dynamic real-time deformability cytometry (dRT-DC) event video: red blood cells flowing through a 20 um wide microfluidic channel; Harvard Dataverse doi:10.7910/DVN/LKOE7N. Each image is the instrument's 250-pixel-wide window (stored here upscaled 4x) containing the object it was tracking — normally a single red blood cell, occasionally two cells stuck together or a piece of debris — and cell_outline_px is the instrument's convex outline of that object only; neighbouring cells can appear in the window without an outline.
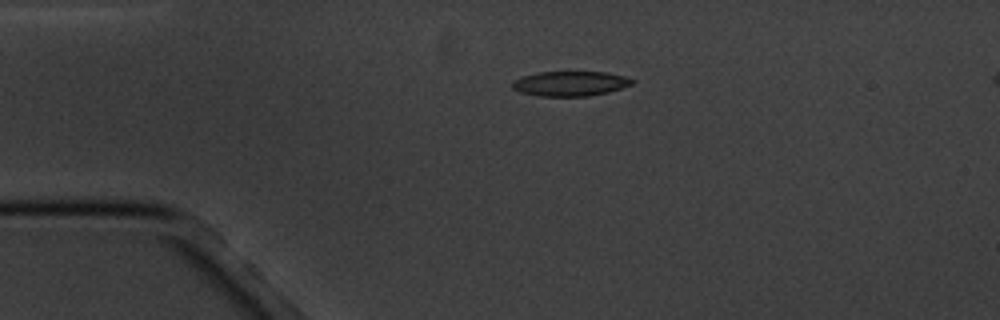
{"species": "common noctule bat (a hibernating species)", "species_latin": "Nyctalus noctula", "temperature_condition": "cold", "stored_images_in_passage": 5, "camera_frame_rate_fps": 3000, "um_per_image_px": 0.085, "animal": {"sex": "male", "body_mass_g": 20.1, "forearm_length_mm": 53.5}, "frame": {"image": 1, "passage_image": 3, "time_ms": 3.0, "image_size_px": [1000, 320], "cell_outline_px": [[636, 80], [632, 84], [608, 92], [588, 96], [540, 96], [520, 92], [512, 88], [512, 80], [536, 72], [608, 72], [624, 76]], "centroid_in_image_um": [48.46, 7.1], "position_along_channel_um": 36.5, "area_um2": 17.34}}